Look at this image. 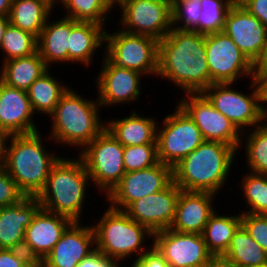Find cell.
<instances>
[{"instance_id":"cell-33","label":"cell","mask_w":267,"mask_h":267,"mask_svg":"<svg viewBox=\"0 0 267 267\" xmlns=\"http://www.w3.org/2000/svg\"><path fill=\"white\" fill-rule=\"evenodd\" d=\"M245 136V154L251 173L267 175V130L256 126Z\"/></svg>"},{"instance_id":"cell-41","label":"cell","mask_w":267,"mask_h":267,"mask_svg":"<svg viewBox=\"0 0 267 267\" xmlns=\"http://www.w3.org/2000/svg\"><path fill=\"white\" fill-rule=\"evenodd\" d=\"M33 261L23 249H0V267H29Z\"/></svg>"},{"instance_id":"cell-37","label":"cell","mask_w":267,"mask_h":267,"mask_svg":"<svg viewBox=\"0 0 267 267\" xmlns=\"http://www.w3.org/2000/svg\"><path fill=\"white\" fill-rule=\"evenodd\" d=\"M201 11V0H178L171 6L172 28L199 33Z\"/></svg>"},{"instance_id":"cell-21","label":"cell","mask_w":267,"mask_h":267,"mask_svg":"<svg viewBox=\"0 0 267 267\" xmlns=\"http://www.w3.org/2000/svg\"><path fill=\"white\" fill-rule=\"evenodd\" d=\"M27 92L0 80V129L7 135L39 132Z\"/></svg>"},{"instance_id":"cell-29","label":"cell","mask_w":267,"mask_h":267,"mask_svg":"<svg viewBox=\"0 0 267 267\" xmlns=\"http://www.w3.org/2000/svg\"><path fill=\"white\" fill-rule=\"evenodd\" d=\"M217 210L210 216L202 232L207 249L213 256L224 255L234 233L241 226V213L218 215Z\"/></svg>"},{"instance_id":"cell-26","label":"cell","mask_w":267,"mask_h":267,"mask_svg":"<svg viewBox=\"0 0 267 267\" xmlns=\"http://www.w3.org/2000/svg\"><path fill=\"white\" fill-rule=\"evenodd\" d=\"M50 17L45 23L38 40L37 50L45 64L50 68V64L56 62L68 63L69 36L71 33V18H59L58 21H50Z\"/></svg>"},{"instance_id":"cell-20","label":"cell","mask_w":267,"mask_h":267,"mask_svg":"<svg viewBox=\"0 0 267 267\" xmlns=\"http://www.w3.org/2000/svg\"><path fill=\"white\" fill-rule=\"evenodd\" d=\"M72 221L40 207L26 228L22 249L34 261H42Z\"/></svg>"},{"instance_id":"cell-39","label":"cell","mask_w":267,"mask_h":267,"mask_svg":"<svg viewBox=\"0 0 267 267\" xmlns=\"http://www.w3.org/2000/svg\"><path fill=\"white\" fill-rule=\"evenodd\" d=\"M241 225L267 252V215L241 213Z\"/></svg>"},{"instance_id":"cell-31","label":"cell","mask_w":267,"mask_h":267,"mask_svg":"<svg viewBox=\"0 0 267 267\" xmlns=\"http://www.w3.org/2000/svg\"><path fill=\"white\" fill-rule=\"evenodd\" d=\"M223 256L239 267H258L267 263V252L252 239L242 225L234 233Z\"/></svg>"},{"instance_id":"cell-57","label":"cell","mask_w":267,"mask_h":267,"mask_svg":"<svg viewBox=\"0 0 267 267\" xmlns=\"http://www.w3.org/2000/svg\"><path fill=\"white\" fill-rule=\"evenodd\" d=\"M48 1L52 3V6L54 8V0H48Z\"/></svg>"},{"instance_id":"cell-51","label":"cell","mask_w":267,"mask_h":267,"mask_svg":"<svg viewBox=\"0 0 267 267\" xmlns=\"http://www.w3.org/2000/svg\"><path fill=\"white\" fill-rule=\"evenodd\" d=\"M7 135L0 129V155L4 154V146Z\"/></svg>"},{"instance_id":"cell-28","label":"cell","mask_w":267,"mask_h":267,"mask_svg":"<svg viewBox=\"0 0 267 267\" xmlns=\"http://www.w3.org/2000/svg\"><path fill=\"white\" fill-rule=\"evenodd\" d=\"M52 10L48 0H12L8 19L12 25L38 39Z\"/></svg>"},{"instance_id":"cell-8","label":"cell","mask_w":267,"mask_h":267,"mask_svg":"<svg viewBox=\"0 0 267 267\" xmlns=\"http://www.w3.org/2000/svg\"><path fill=\"white\" fill-rule=\"evenodd\" d=\"M105 56L117 66L137 71L142 75L158 72L159 41L131 34L121 29L114 33L105 31Z\"/></svg>"},{"instance_id":"cell-40","label":"cell","mask_w":267,"mask_h":267,"mask_svg":"<svg viewBox=\"0 0 267 267\" xmlns=\"http://www.w3.org/2000/svg\"><path fill=\"white\" fill-rule=\"evenodd\" d=\"M25 197V194L3 168L0 171V207L17 204Z\"/></svg>"},{"instance_id":"cell-38","label":"cell","mask_w":267,"mask_h":267,"mask_svg":"<svg viewBox=\"0 0 267 267\" xmlns=\"http://www.w3.org/2000/svg\"><path fill=\"white\" fill-rule=\"evenodd\" d=\"M123 162L126 172L138 171L158 164L157 144L124 147Z\"/></svg>"},{"instance_id":"cell-16","label":"cell","mask_w":267,"mask_h":267,"mask_svg":"<svg viewBox=\"0 0 267 267\" xmlns=\"http://www.w3.org/2000/svg\"><path fill=\"white\" fill-rule=\"evenodd\" d=\"M223 32L255 66L263 58L267 48V27L237 1L226 16Z\"/></svg>"},{"instance_id":"cell-15","label":"cell","mask_w":267,"mask_h":267,"mask_svg":"<svg viewBox=\"0 0 267 267\" xmlns=\"http://www.w3.org/2000/svg\"><path fill=\"white\" fill-rule=\"evenodd\" d=\"M152 242L169 267H206L213 256L202 234L181 233L169 228L155 232Z\"/></svg>"},{"instance_id":"cell-22","label":"cell","mask_w":267,"mask_h":267,"mask_svg":"<svg viewBox=\"0 0 267 267\" xmlns=\"http://www.w3.org/2000/svg\"><path fill=\"white\" fill-rule=\"evenodd\" d=\"M214 196L210 192L180 190L170 229L181 233L202 234L207 221L216 210L212 206Z\"/></svg>"},{"instance_id":"cell-52","label":"cell","mask_w":267,"mask_h":267,"mask_svg":"<svg viewBox=\"0 0 267 267\" xmlns=\"http://www.w3.org/2000/svg\"><path fill=\"white\" fill-rule=\"evenodd\" d=\"M126 1L128 0H106V3L111 7V9H113L115 5L118 4L120 7Z\"/></svg>"},{"instance_id":"cell-42","label":"cell","mask_w":267,"mask_h":267,"mask_svg":"<svg viewBox=\"0 0 267 267\" xmlns=\"http://www.w3.org/2000/svg\"><path fill=\"white\" fill-rule=\"evenodd\" d=\"M139 259H135L131 267H169V264L160 252L151 245Z\"/></svg>"},{"instance_id":"cell-2","label":"cell","mask_w":267,"mask_h":267,"mask_svg":"<svg viewBox=\"0 0 267 267\" xmlns=\"http://www.w3.org/2000/svg\"><path fill=\"white\" fill-rule=\"evenodd\" d=\"M236 152L232 146L205 140L172 167L173 182L184 191L217 195L227 182Z\"/></svg>"},{"instance_id":"cell-12","label":"cell","mask_w":267,"mask_h":267,"mask_svg":"<svg viewBox=\"0 0 267 267\" xmlns=\"http://www.w3.org/2000/svg\"><path fill=\"white\" fill-rule=\"evenodd\" d=\"M120 9L121 30L131 34L149 36L157 41L172 29L171 5L167 0H128Z\"/></svg>"},{"instance_id":"cell-27","label":"cell","mask_w":267,"mask_h":267,"mask_svg":"<svg viewBox=\"0 0 267 267\" xmlns=\"http://www.w3.org/2000/svg\"><path fill=\"white\" fill-rule=\"evenodd\" d=\"M0 71V80L17 89L27 90L36 79L49 68L41 58L39 51L19 58L3 62Z\"/></svg>"},{"instance_id":"cell-9","label":"cell","mask_w":267,"mask_h":267,"mask_svg":"<svg viewBox=\"0 0 267 267\" xmlns=\"http://www.w3.org/2000/svg\"><path fill=\"white\" fill-rule=\"evenodd\" d=\"M249 95L233 89L232 83H213L202 92L213 107L226 116L242 133L244 127H256L260 125L261 114V89L257 78L250 82ZM245 132V133H244Z\"/></svg>"},{"instance_id":"cell-55","label":"cell","mask_w":267,"mask_h":267,"mask_svg":"<svg viewBox=\"0 0 267 267\" xmlns=\"http://www.w3.org/2000/svg\"><path fill=\"white\" fill-rule=\"evenodd\" d=\"M67 0H54V7H55V4H56V2H62V5L66 2Z\"/></svg>"},{"instance_id":"cell-36","label":"cell","mask_w":267,"mask_h":267,"mask_svg":"<svg viewBox=\"0 0 267 267\" xmlns=\"http://www.w3.org/2000/svg\"><path fill=\"white\" fill-rule=\"evenodd\" d=\"M243 177L241 186L250 208L242 213L267 215V175L250 172Z\"/></svg>"},{"instance_id":"cell-7","label":"cell","mask_w":267,"mask_h":267,"mask_svg":"<svg viewBox=\"0 0 267 267\" xmlns=\"http://www.w3.org/2000/svg\"><path fill=\"white\" fill-rule=\"evenodd\" d=\"M123 151L124 146L106 128L80 151L91 182L106 195L126 173Z\"/></svg>"},{"instance_id":"cell-4","label":"cell","mask_w":267,"mask_h":267,"mask_svg":"<svg viewBox=\"0 0 267 267\" xmlns=\"http://www.w3.org/2000/svg\"><path fill=\"white\" fill-rule=\"evenodd\" d=\"M99 107L97 98L84 99L69 87L50 114L53 122L50 138L82 150L106 128L99 117Z\"/></svg>"},{"instance_id":"cell-56","label":"cell","mask_w":267,"mask_h":267,"mask_svg":"<svg viewBox=\"0 0 267 267\" xmlns=\"http://www.w3.org/2000/svg\"><path fill=\"white\" fill-rule=\"evenodd\" d=\"M169 2V4L172 6L175 2H177L178 0H167Z\"/></svg>"},{"instance_id":"cell-32","label":"cell","mask_w":267,"mask_h":267,"mask_svg":"<svg viewBox=\"0 0 267 267\" xmlns=\"http://www.w3.org/2000/svg\"><path fill=\"white\" fill-rule=\"evenodd\" d=\"M37 38L20 28L8 24L0 49L4 52L5 57L3 61L13 58L25 57L37 51Z\"/></svg>"},{"instance_id":"cell-46","label":"cell","mask_w":267,"mask_h":267,"mask_svg":"<svg viewBox=\"0 0 267 267\" xmlns=\"http://www.w3.org/2000/svg\"><path fill=\"white\" fill-rule=\"evenodd\" d=\"M256 78L261 89L262 100H267V71H256Z\"/></svg>"},{"instance_id":"cell-54","label":"cell","mask_w":267,"mask_h":267,"mask_svg":"<svg viewBox=\"0 0 267 267\" xmlns=\"http://www.w3.org/2000/svg\"><path fill=\"white\" fill-rule=\"evenodd\" d=\"M4 168L3 166V155H0V171Z\"/></svg>"},{"instance_id":"cell-25","label":"cell","mask_w":267,"mask_h":267,"mask_svg":"<svg viewBox=\"0 0 267 267\" xmlns=\"http://www.w3.org/2000/svg\"><path fill=\"white\" fill-rule=\"evenodd\" d=\"M105 42V29L95 22L76 21L71 18L68 63L90 66L97 48Z\"/></svg>"},{"instance_id":"cell-5","label":"cell","mask_w":267,"mask_h":267,"mask_svg":"<svg viewBox=\"0 0 267 267\" xmlns=\"http://www.w3.org/2000/svg\"><path fill=\"white\" fill-rule=\"evenodd\" d=\"M89 182L91 183L90 176L80 157H60L37 198L42 208L68 217L71 221H81Z\"/></svg>"},{"instance_id":"cell-17","label":"cell","mask_w":267,"mask_h":267,"mask_svg":"<svg viewBox=\"0 0 267 267\" xmlns=\"http://www.w3.org/2000/svg\"><path fill=\"white\" fill-rule=\"evenodd\" d=\"M180 190L172 181L165 189L130 203L123 211L153 234L169 229L175 218Z\"/></svg>"},{"instance_id":"cell-1","label":"cell","mask_w":267,"mask_h":267,"mask_svg":"<svg viewBox=\"0 0 267 267\" xmlns=\"http://www.w3.org/2000/svg\"><path fill=\"white\" fill-rule=\"evenodd\" d=\"M157 75L184 93H202L210 87L205 35L172 28L159 41Z\"/></svg>"},{"instance_id":"cell-49","label":"cell","mask_w":267,"mask_h":267,"mask_svg":"<svg viewBox=\"0 0 267 267\" xmlns=\"http://www.w3.org/2000/svg\"><path fill=\"white\" fill-rule=\"evenodd\" d=\"M9 23H10V21H9L8 17L0 16V46L2 44L5 30H6Z\"/></svg>"},{"instance_id":"cell-18","label":"cell","mask_w":267,"mask_h":267,"mask_svg":"<svg viewBox=\"0 0 267 267\" xmlns=\"http://www.w3.org/2000/svg\"><path fill=\"white\" fill-rule=\"evenodd\" d=\"M102 70L96 77L97 100L101 107L137 101L141 94V73L113 64L103 56ZM99 92V93H98Z\"/></svg>"},{"instance_id":"cell-43","label":"cell","mask_w":267,"mask_h":267,"mask_svg":"<svg viewBox=\"0 0 267 267\" xmlns=\"http://www.w3.org/2000/svg\"><path fill=\"white\" fill-rule=\"evenodd\" d=\"M119 263L99 250L95 249L86 256L76 267H119Z\"/></svg>"},{"instance_id":"cell-19","label":"cell","mask_w":267,"mask_h":267,"mask_svg":"<svg viewBox=\"0 0 267 267\" xmlns=\"http://www.w3.org/2000/svg\"><path fill=\"white\" fill-rule=\"evenodd\" d=\"M95 249L92 226H82L80 221H72L41 262L46 267H76Z\"/></svg>"},{"instance_id":"cell-11","label":"cell","mask_w":267,"mask_h":267,"mask_svg":"<svg viewBox=\"0 0 267 267\" xmlns=\"http://www.w3.org/2000/svg\"><path fill=\"white\" fill-rule=\"evenodd\" d=\"M207 63L213 83H232L240 77L256 78V66L223 31L205 35Z\"/></svg>"},{"instance_id":"cell-35","label":"cell","mask_w":267,"mask_h":267,"mask_svg":"<svg viewBox=\"0 0 267 267\" xmlns=\"http://www.w3.org/2000/svg\"><path fill=\"white\" fill-rule=\"evenodd\" d=\"M67 12V18L76 21L95 22L102 26L108 19L106 15L110 12L111 7L106 0H67L64 4Z\"/></svg>"},{"instance_id":"cell-53","label":"cell","mask_w":267,"mask_h":267,"mask_svg":"<svg viewBox=\"0 0 267 267\" xmlns=\"http://www.w3.org/2000/svg\"><path fill=\"white\" fill-rule=\"evenodd\" d=\"M29 267H46L41 261H33Z\"/></svg>"},{"instance_id":"cell-50","label":"cell","mask_w":267,"mask_h":267,"mask_svg":"<svg viewBox=\"0 0 267 267\" xmlns=\"http://www.w3.org/2000/svg\"><path fill=\"white\" fill-rule=\"evenodd\" d=\"M256 71H267V48L263 58L256 65Z\"/></svg>"},{"instance_id":"cell-24","label":"cell","mask_w":267,"mask_h":267,"mask_svg":"<svg viewBox=\"0 0 267 267\" xmlns=\"http://www.w3.org/2000/svg\"><path fill=\"white\" fill-rule=\"evenodd\" d=\"M132 111L123 119L106 123V129L124 146L156 144L158 121Z\"/></svg>"},{"instance_id":"cell-3","label":"cell","mask_w":267,"mask_h":267,"mask_svg":"<svg viewBox=\"0 0 267 267\" xmlns=\"http://www.w3.org/2000/svg\"><path fill=\"white\" fill-rule=\"evenodd\" d=\"M41 136L40 131L26 135H9L5 141L4 169L25 196L39 195L53 165L60 158L47 150ZM8 140L9 146L6 145Z\"/></svg>"},{"instance_id":"cell-45","label":"cell","mask_w":267,"mask_h":267,"mask_svg":"<svg viewBox=\"0 0 267 267\" xmlns=\"http://www.w3.org/2000/svg\"><path fill=\"white\" fill-rule=\"evenodd\" d=\"M206 267H239V266L233 261L221 255V256H212L209 264Z\"/></svg>"},{"instance_id":"cell-58","label":"cell","mask_w":267,"mask_h":267,"mask_svg":"<svg viewBox=\"0 0 267 267\" xmlns=\"http://www.w3.org/2000/svg\"><path fill=\"white\" fill-rule=\"evenodd\" d=\"M258 267H267V263L264 264V265L258 266Z\"/></svg>"},{"instance_id":"cell-34","label":"cell","mask_w":267,"mask_h":267,"mask_svg":"<svg viewBox=\"0 0 267 267\" xmlns=\"http://www.w3.org/2000/svg\"><path fill=\"white\" fill-rule=\"evenodd\" d=\"M237 0H201L199 33L203 35L221 32L226 16Z\"/></svg>"},{"instance_id":"cell-48","label":"cell","mask_w":267,"mask_h":267,"mask_svg":"<svg viewBox=\"0 0 267 267\" xmlns=\"http://www.w3.org/2000/svg\"><path fill=\"white\" fill-rule=\"evenodd\" d=\"M12 0H0V16L8 17Z\"/></svg>"},{"instance_id":"cell-6","label":"cell","mask_w":267,"mask_h":267,"mask_svg":"<svg viewBox=\"0 0 267 267\" xmlns=\"http://www.w3.org/2000/svg\"><path fill=\"white\" fill-rule=\"evenodd\" d=\"M98 224L92 225L95 247L104 255L119 261L130 259L138 254L139 259L146 251L143 248L145 238L153 239V233L144 225L131 219L124 211L109 206L100 217ZM149 236V237H148Z\"/></svg>"},{"instance_id":"cell-30","label":"cell","mask_w":267,"mask_h":267,"mask_svg":"<svg viewBox=\"0 0 267 267\" xmlns=\"http://www.w3.org/2000/svg\"><path fill=\"white\" fill-rule=\"evenodd\" d=\"M69 87L51 76L48 69L26 90L33 113L50 115Z\"/></svg>"},{"instance_id":"cell-13","label":"cell","mask_w":267,"mask_h":267,"mask_svg":"<svg viewBox=\"0 0 267 267\" xmlns=\"http://www.w3.org/2000/svg\"><path fill=\"white\" fill-rule=\"evenodd\" d=\"M179 106L197 125L204 140L232 146L236 151L242 145V133L221 112L216 110L202 93H185Z\"/></svg>"},{"instance_id":"cell-23","label":"cell","mask_w":267,"mask_h":267,"mask_svg":"<svg viewBox=\"0 0 267 267\" xmlns=\"http://www.w3.org/2000/svg\"><path fill=\"white\" fill-rule=\"evenodd\" d=\"M40 207L39 199L31 196L0 207V249H22L26 228Z\"/></svg>"},{"instance_id":"cell-47","label":"cell","mask_w":267,"mask_h":267,"mask_svg":"<svg viewBox=\"0 0 267 267\" xmlns=\"http://www.w3.org/2000/svg\"><path fill=\"white\" fill-rule=\"evenodd\" d=\"M265 103L267 104V100L261 101L260 126L267 130V105Z\"/></svg>"},{"instance_id":"cell-10","label":"cell","mask_w":267,"mask_h":267,"mask_svg":"<svg viewBox=\"0 0 267 267\" xmlns=\"http://www.w3.org/2000/svg\"><path fill=\"white\" fill-rule=\"evenodd\" d=\"M163 118V128L157 129L159 162L174 167L191 154L205 140L189 115L179 106Z\"/></svg>"},{"instance_id":"cell-44","label":"cell","mask_w":267,"mask_h":267,"mask_svg":"<svg viewBox=\"0 0 267 267\" xmlns=\"http://www.w3.org/2000/svg\"><path fill=\"white\" fill-rule=\"evenodd\" d=\"M237 2L267 27V0H237Z\"/></svg>"},{"instance_id":"cell-14","label":"cell","mask_w":267,"mask_h":267,"mask_svg":"<svg viewBox=\"0 0 267 267\" xmlns=\"http://www.w3.org/2000/svg\"><path fill=\"white\" fill-rule=\"evenodd\" d=\"M172 181V167L159 162L146 169L126 172L105 198L111 208L123 211L135 200L165 189Z\"/></svg>"}]
</instances>
